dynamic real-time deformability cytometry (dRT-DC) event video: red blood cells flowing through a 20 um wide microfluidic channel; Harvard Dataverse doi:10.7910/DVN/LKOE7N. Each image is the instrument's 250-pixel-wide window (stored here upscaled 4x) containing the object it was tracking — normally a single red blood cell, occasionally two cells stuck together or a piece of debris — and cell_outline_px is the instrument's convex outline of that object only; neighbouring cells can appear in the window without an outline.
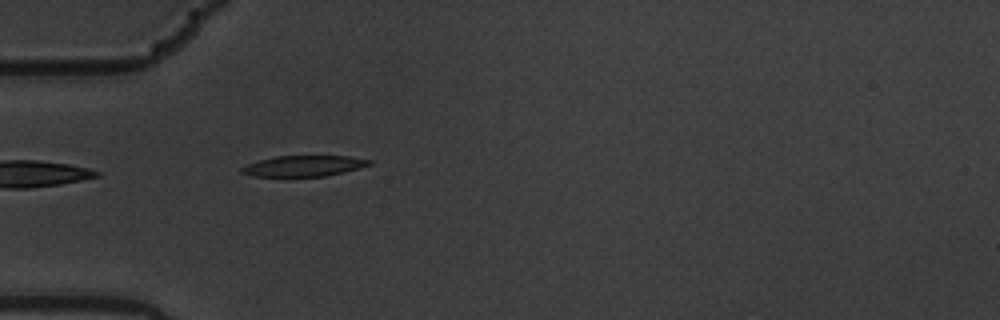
{"species": "common noctule bat (a hibernating species)", "species_latin": "Nyctalus noctula", "temperature_condition": "warm", "stored_images_in_passage": 5, "camera_frame_rate_fps": 3000, "um_per_image_px": 0.085, "animal": {"sex": "male", "body_mass_g": 19.5, "forearm_length_mm": 54.6}, "frame": {"image": 1, "passage_image": 5, "time_ms": 1.333, "image_size_px": [1000, 320], "cell_outline_px": [[372, 164], [360, 168], [344, 172], [324, 176], [252, 176], [240, 172], [240, 168], [248, 164], [260, 160], [276, 156], [348, 156], [372, 160]], "centroid_in_image_um": [25.84, 14.1], "position_along_channel_um": 59.2, "area_um2": 15.37}}